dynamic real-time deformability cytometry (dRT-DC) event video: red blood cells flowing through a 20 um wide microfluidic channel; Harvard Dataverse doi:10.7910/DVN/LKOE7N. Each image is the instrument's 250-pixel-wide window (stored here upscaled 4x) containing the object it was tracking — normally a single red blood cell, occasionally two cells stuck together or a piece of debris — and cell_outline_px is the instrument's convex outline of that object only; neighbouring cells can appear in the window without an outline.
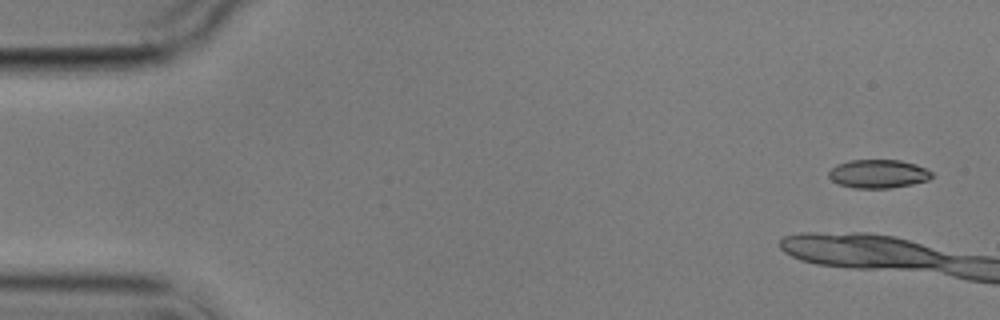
{"species": "common noctule bat (a hibernating species)", "species_latin": "Nyctalus noctula", "temperature_condition": "cold", "stored_images_in_passage": 7, "camera_frame_rate_fps": 3000, "um_per_image_px": 0.085, "animal": {"sex": "male", "body_mass_g": 17.9}, "frame": {"image": 1, "passage_image": 1, "time_ms": 0.0, "image_size_px": [1000, 320], "cell_outline_px": [[932, 176], [928, 180], [912, 184], [888, 188], [852, 188], [840, 184], [832, 180], [828, 176], [828, 172], [836, 164], [848, 160], [900, 160], [916, 164], [932, 172]], "centroid_in_image_um": [74.63, 14.77], "position_along_channel_um": 10.4, "area_um2": 17.11}}
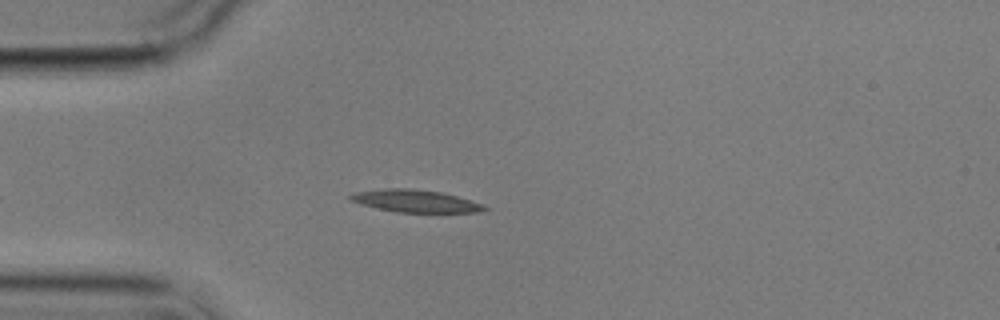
{"frame": {"image": 2, "passage_image": 6, "time_ms": 6.0, "image_size_px": [1000, 320], "cell_outline_px": [[488, 208], [476, 212], [396, 212], [376, 208], [360, 204], [348, 200], [348, 196], [356, 192], [388, 188], [412, 188], [440, 192], [456, 196], [484, 204]], "centroid_in_image_um": [35.26, 17.08], "position_along_channel_um": 49.7, "area_um2": 17.4}}